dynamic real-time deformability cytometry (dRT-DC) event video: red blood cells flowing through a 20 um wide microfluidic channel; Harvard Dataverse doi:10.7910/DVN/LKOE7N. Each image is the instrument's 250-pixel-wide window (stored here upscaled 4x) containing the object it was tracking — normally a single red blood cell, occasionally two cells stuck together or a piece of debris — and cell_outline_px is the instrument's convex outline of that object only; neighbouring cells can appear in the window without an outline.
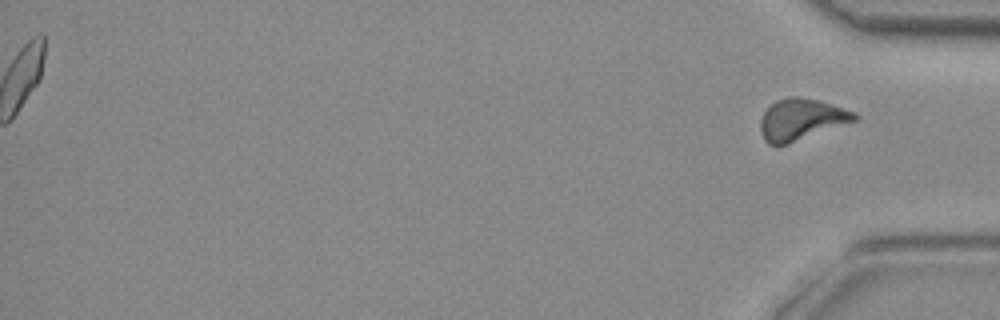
{"species": "common noctule bat (a hibernating species)", "species_latin": "Nyctalus noctula", "temperature_condition": "room temperature", "stored_images_in_passage": 49, "segment_of_instrument_passage": [2, 2], "camera_frame_rate_fps": 3000, "um_per_image_px": 0.085, "animal": {"sex": "female", "body_mass_g": 29.2, "forearm_length_mm": 56.3}, "frame": {"image": 1, "passage_image": 49, "time_ms": 16.0, "image_size_px": [1000, 320], "cell_outline_px": [[860, 120], [788, 144], [768, 144], [764, 140], [760, 132], [760, 120], [764, 112], [776, 100], [788, 96], [800, 96], [820, 100], [856, 112], [860, 116]], "centroid_in_image_um": [68.16, 10.14], "position_along_channel_um": 367.0, "area_um2": 23.12}}